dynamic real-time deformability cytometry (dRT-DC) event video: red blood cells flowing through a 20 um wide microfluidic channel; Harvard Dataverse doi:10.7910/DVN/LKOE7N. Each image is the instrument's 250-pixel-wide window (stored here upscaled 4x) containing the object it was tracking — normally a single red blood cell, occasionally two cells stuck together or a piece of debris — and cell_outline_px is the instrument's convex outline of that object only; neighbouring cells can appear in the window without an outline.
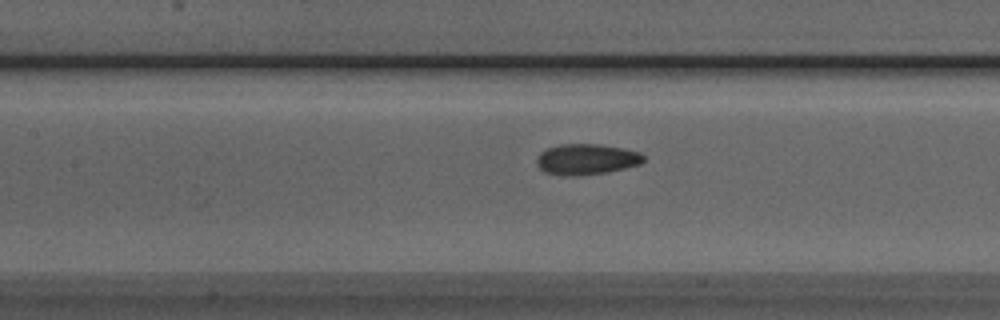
{"species": "Egyptian fruit bat (a non-hibernating species)", "species_latin": "Rousettus aegyptiacus", "temperature_condition": "room temperature", "stored_images_in_passage": 28, "camera_frame_rate_fps": 3000, "um_per_image_px": 0.085, "animal": {"sex": "male"}, "frame": {"image": 1, "passage_image": 16, "time_ms": 5.0, "image_size_px": [1000, 320], "cell_outline_px": [[644, 160], [640, 164], [608, 172], [580, 176], [564, 176], [544, 172], [536, 164], [536, 156], [540, 152], [548, 148], [560, 144], [600, 144], [640, 152], [644, 156]], "centroid_in_image_um": [49.81, 13.55], "position_along_channel_um": 157.6, "area_um2": 19.31}}
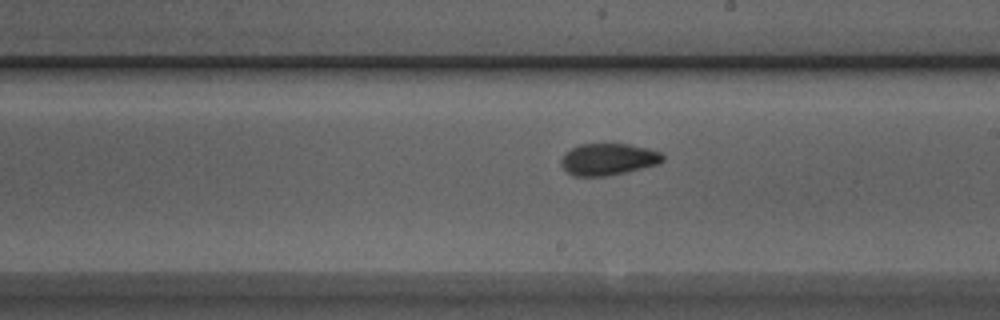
{"frame": {"image": 2, "passage_image": 22, "time_ms": 7.0, "image_size_px": [1000, 320], "cell_outline_px": [[664, 160], [660, 164], [624, 172], [604, 176], [572, 176], [560, 164], [560, 160], [564, 152], [580, 144], [628, 144], [648, 148], [660, 152], [664, 156]], "centroid_in_image_um": [51.69, 13.53], "position_along_channel_um": 237.3, "area_um2": 18.84}}
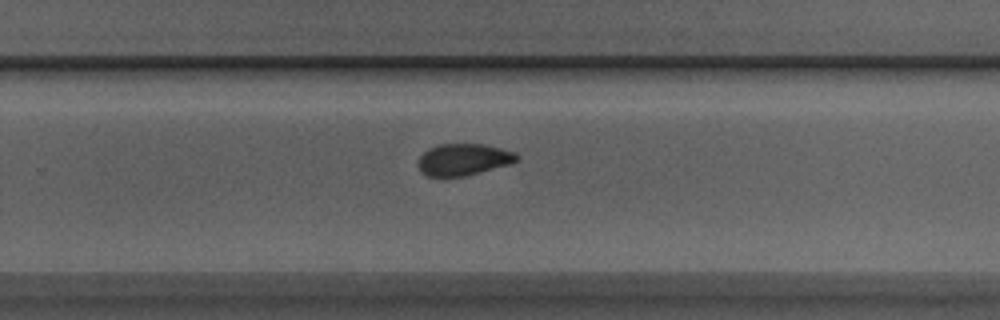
{"frame": {"image": 3, "passage_image": 26, "time_ms": 8.333, "image_size_px": [1000, 320], "cell_outline_px": [[520, 156], [516, 160], [508, 164], [464, 176], [428, 176], [420, 172], [420, 156], [428, 148], [440, 144], [484, 144], [516, 152]], "centroid_in_image_um": [39.4, 13.54], "position_along_channel_um": 290.4, "area_um2": 17.92}}